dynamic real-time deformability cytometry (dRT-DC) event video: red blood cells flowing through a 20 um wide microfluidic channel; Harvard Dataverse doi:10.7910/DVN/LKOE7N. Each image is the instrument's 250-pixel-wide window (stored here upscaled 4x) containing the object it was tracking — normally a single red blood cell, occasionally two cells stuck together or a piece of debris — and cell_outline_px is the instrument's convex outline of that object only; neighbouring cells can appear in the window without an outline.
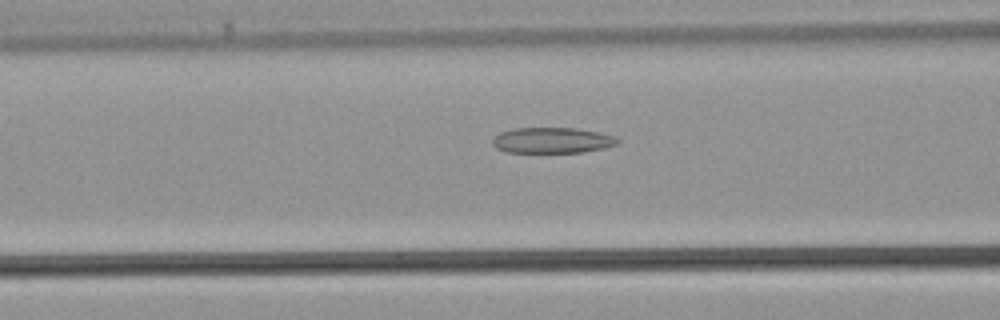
{"species": "common noctule bat (a hibernating species)", "species_latin": "Nyctalus noctula", "temperature_condition": "warm", "stored_images_in_passage": 26, "camera_frame_rate_fps": 3000, "um_per_image_px": 0.085, "animal": {"sex": "male", "body_mass_g": 21.5, "forearm_length_mm": 52.0}, "frame": {"image": 1, "passage_image": 9, "time_ms": 2.667, "image_size_px": [1000, 320], "cell_outline_px": [[620, 140], [616, 144], [604, 148], [584, 152], [504, 152], [496, 148], [492, 144], [492, 140], [500, 132], [516, 128], [576, 128], [616, 136]], "centroid_in_image_um": [46.93, 11.93], "position_along_channel_um": 119.7, "area_um2": 18.67}}
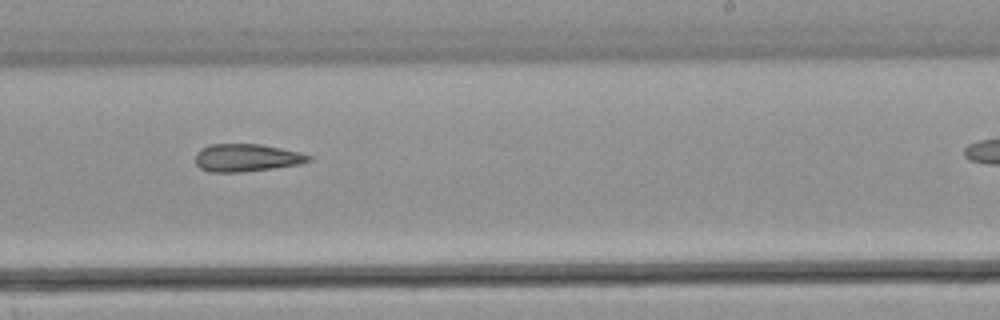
{"frame": {"image": 2, "passage_image": 18, "time_ms": 5.667, "image_size_px": [1000, 320], "cell_outline_px": [[312, 160], [300, 164], [244, 172], [212, 172], [200, 168], [196, 164], [196, 152], [200, 148], [208, 144], [260, 144], [300, 152], [312, 156]], "centroid_in_image_um": [20.95, 13.4], "position_along_channel_um": 268.1, "area_um2": 18.32}}
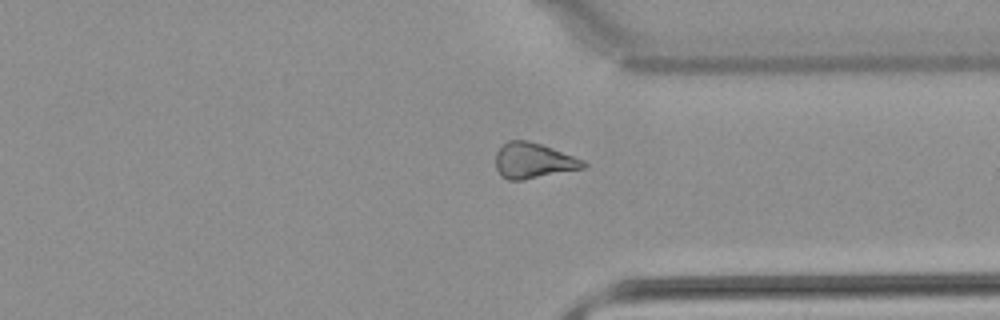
{"frame": {"image": 3, "passage_image": 24, "time_ms": 7.667, "image_size_px": [1000, 320], "cell_outline_px": [[588, 164], [584, 168], [520, 180], [508, 180], [500, 176], [496, 168], [496, 152], [508, 140], [528, 140], [552, 148], [584, 160]], "centroid_in_image_um": [45.32, 13.65], "position_along_channel_um": 366.1, "area_um2": 17.98}}